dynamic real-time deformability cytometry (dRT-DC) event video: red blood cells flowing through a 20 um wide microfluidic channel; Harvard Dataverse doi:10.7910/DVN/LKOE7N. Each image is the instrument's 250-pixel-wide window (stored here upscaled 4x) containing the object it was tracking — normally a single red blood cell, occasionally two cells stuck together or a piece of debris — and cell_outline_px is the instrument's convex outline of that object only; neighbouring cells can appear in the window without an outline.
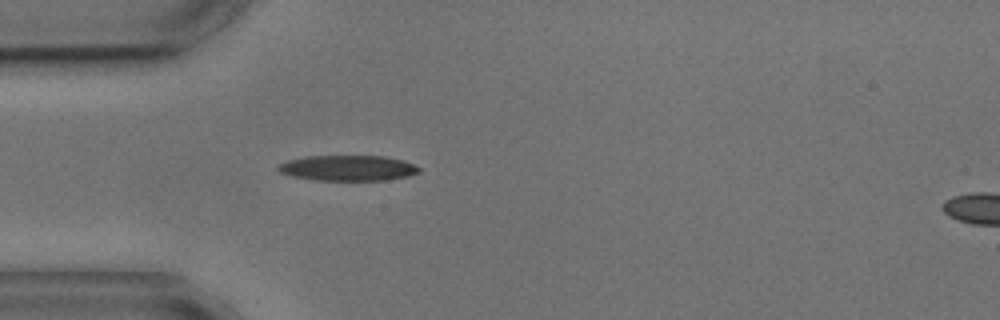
{"species": "common noctule bat (a hibernating species)", "species_latin": "Nyctalus noctula", "temperature_condition": "cold", "stored_images_in_passage": 2, "segment_of_instrument_passage": [1, 2], "camera_frame_rate_fps": 3000, "um_per_image_px": 0.085, "animal": {"sex": "male", "body_mass_g": 17.9, "forearm_length_mm": 54.2}, "frame": {"image": 1, "passage_image": 1, "time_ms": 0.0, "image_size_px": [1000, 320], "cell_outline_px": [[420, 172], [408, 176], [388, 180], [312, 180], [292, 176], [280, 172], [276, 168], [280, 164], [288, 160], [304, 156], [384, 156], [404, 160], [420, 168]], "centroid_in_image_um": [29.57, 14.28], "position_along_channel_um": 55.4, "area_um2": 20.98}}